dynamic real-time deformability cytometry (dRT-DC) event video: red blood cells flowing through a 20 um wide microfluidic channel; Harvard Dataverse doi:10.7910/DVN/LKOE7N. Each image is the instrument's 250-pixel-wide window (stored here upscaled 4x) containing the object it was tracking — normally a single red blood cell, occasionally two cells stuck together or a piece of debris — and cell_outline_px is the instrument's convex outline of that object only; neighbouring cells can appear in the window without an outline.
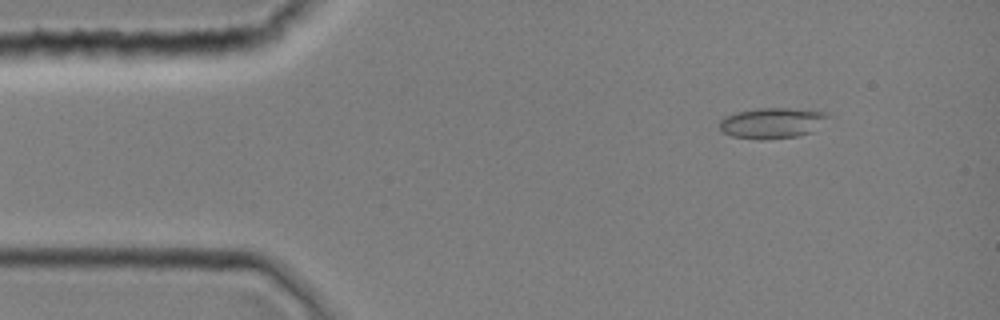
{"species": "common noctule bat (a hibernating species)", "species_latin": "Nyctalus noctula", "temperature_condition": "room temperature", "stored_images_in_passage": 1, "camera_frame_rate_fps": 3000, "um_per_image_px": 0.085, "animal": {"sex": "female", "body_mass_g": 19.0, "forearm_length_mm": 51.5}, "frame": {"image": 1, "passage_image": 1, "time_ms": 0.0, "image_size_px": [1000, 320], "cell_outline_px": [[832, 116], [812, 132], [796, 136], [764, 140], [760, 140], [732, 136], [724, 132], [720, 128], [720, 120], [724, 116], [736, 112], [756, 108], [788, 108], [828, 112]], "centroid_in_image_um": [65.65, 10.45], "position_along_channel_um": 19.3, "area_um2": 19.54}}